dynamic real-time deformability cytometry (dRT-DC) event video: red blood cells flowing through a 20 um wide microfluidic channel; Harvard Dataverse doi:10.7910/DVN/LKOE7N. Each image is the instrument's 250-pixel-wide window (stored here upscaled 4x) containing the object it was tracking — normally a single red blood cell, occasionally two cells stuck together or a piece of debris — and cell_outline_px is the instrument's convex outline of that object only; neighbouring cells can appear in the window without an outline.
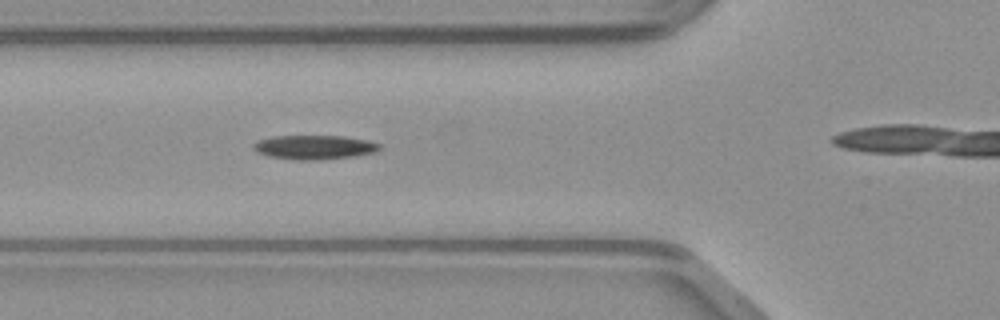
{"species": "common noctule bat (a hibernating species)", "species_latin": "Nyctalus noctula", "temperature_condition": "warm", "stored_images_in_passage": 38, "camera_frame_rate_fps": 3000, "um_per_image_px": 0.085, "animal": {"sex": "male", "body_mass_g": 23.1, "forearm_length_mm": 52.7}, "frame": {"image": 1, "passage_image": 17, "time_ms": 5.333, "image_size_px": [1000, 320], "cell_outline_px": [[380, 148], [376, 152], [356, 156], [320, 160], [300, 160], [268, 156], [256, 152], [252, 148], [252, 144], [260, 140], [272, 136], [344, 136], [368, 140], [380, 144]], "centroid_in_image_um": [26.72, 12.52], "position_along_channel_um": 99.1, "area_um2": 17.86}}